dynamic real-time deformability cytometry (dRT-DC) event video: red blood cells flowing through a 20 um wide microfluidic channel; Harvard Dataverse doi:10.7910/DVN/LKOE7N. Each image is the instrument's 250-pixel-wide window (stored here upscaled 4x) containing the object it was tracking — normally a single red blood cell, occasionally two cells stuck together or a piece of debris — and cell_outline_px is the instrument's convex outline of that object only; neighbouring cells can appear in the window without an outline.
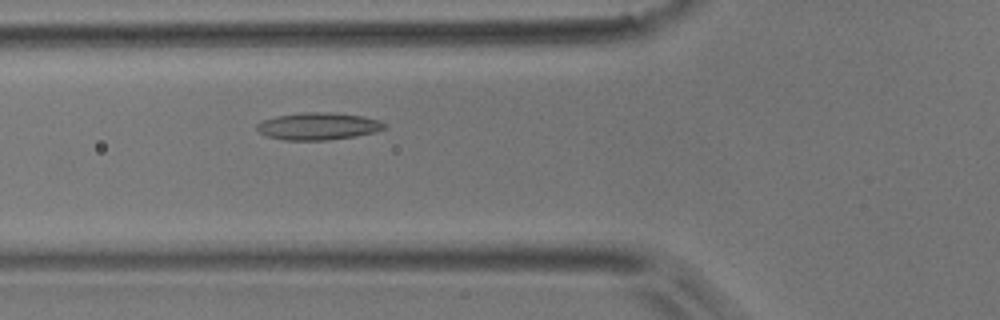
{"species": "common noctule bat (a hibernating species)", "species_latin": "Nyctalus noctula", "temperature_condition": "room temperature", "stored_images_in_passage": 44, "camera_frame_rate_fps": 3000, "um_per_image_px": 0.085, "animal": {"sex": "male", "body_mass_g": 17.9}, "frame": {"image": 1, "passage_image": 11, "time_ms": 3.333, "image_size_px": [1000, 320], "cell_outline_px": [[388, 128], [376, 132], [356, 136], [328, 140], [284, 140], [268, 136], [260, 132], [256, 128], [256, 124], [264, 120], [276, 116], [300, 112], [328, 112], [360, 116], [380, 120], [388, 124]], "centroid_in_image_um": [27.09, 10.73], "position_along_channel_um": 98.7, "area_um2": 20.35}}
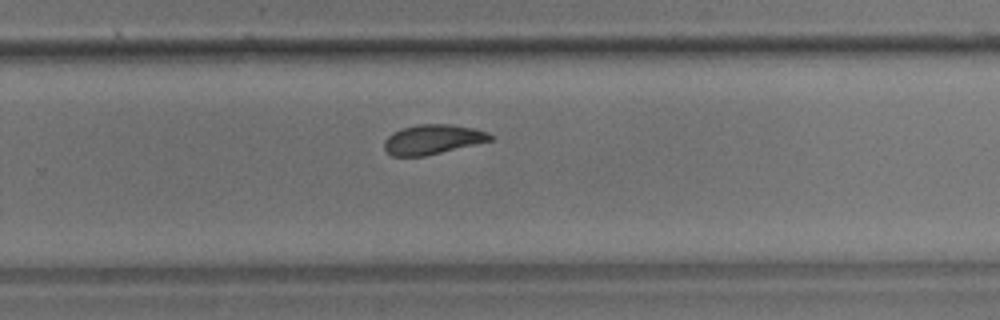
{"frame": {"image": 2, "passage_image": 26, "time_ms": 8.333, "image_size_px": [1000, 320], "cell_outline_px": [[492, 140], [424, 156], [392, 156], [384, 148], [384, 140], [392, 132], [400, 128], [420, 124], [452, 124], [472, 128], [488, 132], [492, 136]], "centroid_in_image_um": [36.74, 11.84], "position_along_channel_um": 293.1, "area_um2": 18.21}}
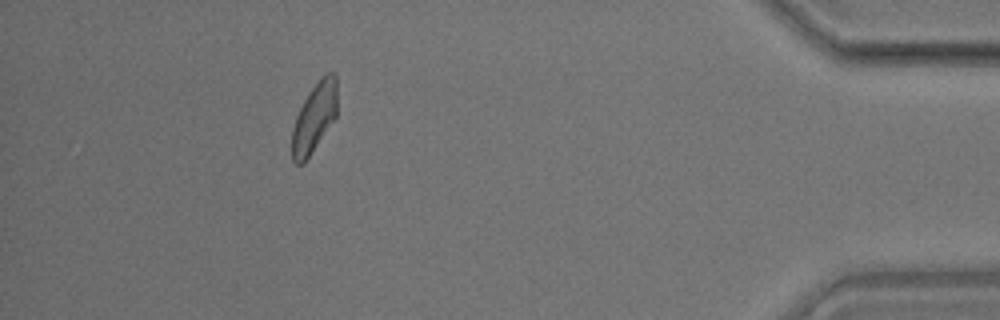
{"frame": {"image": 3, "passage_image": 39, "time_ms": 12.667, "image_size_px": [1000, 320], "cell_outline_px": [[336, 116], [304, 164], [296, 164], [292, 160], [292, 128], [296, 116], [308, 92], [328, 72], [332, 72], [336, 76]], "centroid_in_image_um": [26.69, 10.04], "position_along_channel_um": 408.5, "area_um2": 17.92}, "authors_computed_cell_mechanics": {"area_um2": 18.8428, "velocity_mm_per_s": 3.8857, "shape_relaxation_time_tau1_ms": null, "shape_relaxation_time_tau2_ms": 2.2809, "deformation_change_tau1": null, "deformation_change_tau2": 0.0933}}